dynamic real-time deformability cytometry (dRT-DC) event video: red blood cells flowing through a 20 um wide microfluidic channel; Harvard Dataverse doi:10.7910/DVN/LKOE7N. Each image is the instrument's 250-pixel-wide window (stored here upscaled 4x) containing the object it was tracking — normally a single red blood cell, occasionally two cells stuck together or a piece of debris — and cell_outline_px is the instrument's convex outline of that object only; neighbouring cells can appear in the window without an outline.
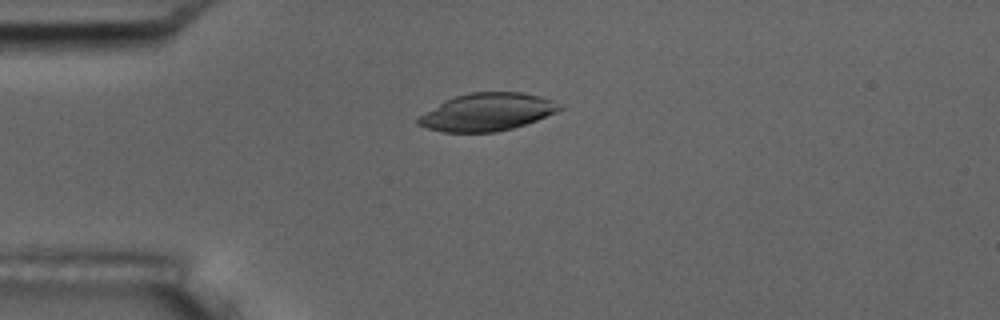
{"species": "common noctule bat (a hibernating species)", "species_latin": "Nyctalus noctula", "temperature_condition": "room temperature", "stored_images_in_passage": 10, "camera_frame_rate_fps": 3000, "um_per_image_px": 0.085, "animal": {"sex": "male", "body_mass_g": 17.5, "forearm_length_mm": 52.3}, "frame": {"image": 1, "passage_image": 4, "time_ms": 3.333, "image_size_px": [1000, 320], "cell_outline_px": [[564, 108], [556, 112], [536, 120], [512, 128], [496, 132], [444, 132], [428, 128], [416, 124], [416, 120], [420, 116], [444, 100], [468, 92], [520, 92], [540, 96], [552, 100]], "centroid_in_image_um": [41.4, 9.52], "position_along_channel_um": 43.6, "area_um2": 30.75}}
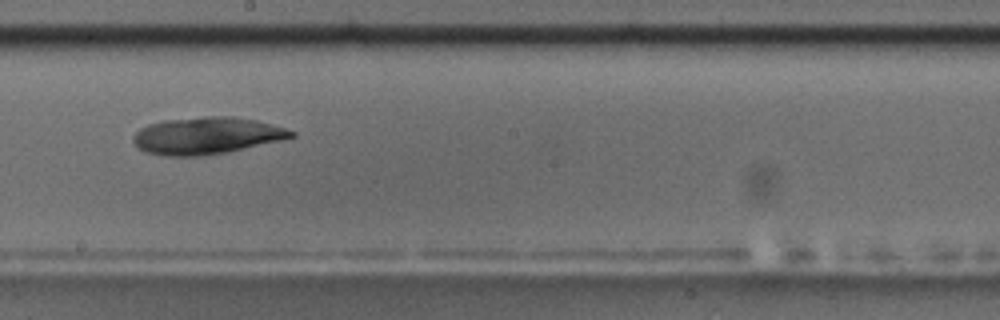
{"frame": {"image": 2, "passage_image": 9, "time_ms": 9.0, "image_size_px": [1000, 320], "cell_outline_px": [[296, 136], [280, 140], [228, 152], [204, 156], [164, 156], [144, 152], [136, 148], [132, 140], [132, 136], [140, 128], [148, 124], [164, 120], [204, 116], [232, 116], [256, 120], [272, 124], [296, 132]], "centroid_in_image_um": [17.51, 11.53], "position_along_channel_um": 230.7, "area_um2": 34.33}}